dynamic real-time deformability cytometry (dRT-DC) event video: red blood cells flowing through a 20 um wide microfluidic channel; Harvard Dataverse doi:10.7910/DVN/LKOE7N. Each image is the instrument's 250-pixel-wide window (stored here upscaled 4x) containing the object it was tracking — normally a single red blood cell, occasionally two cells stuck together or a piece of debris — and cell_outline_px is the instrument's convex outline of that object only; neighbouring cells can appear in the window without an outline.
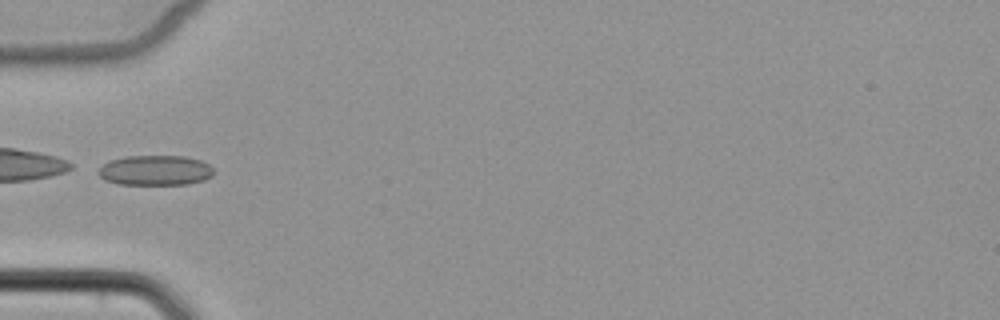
{"species": "common noctule bat (a hibernating species)", "species_latin": "Nyctalus noctula", "temperature_condition": "cold", "stored_images_in_passage": 5, "camera_frame_rate_fps": 3000, "um_per_image_px": 0.085, "animal": {"sex": "female", "body_mass_g": 22.7, "forearm_length_mm": 54.2}, "frame": {"image": 1, "passage_image": 4, "time_ms": 3.667, "image_size_px": [1000, 320], "cell_outline_px": [[216, 172], [212, 176], [204, 180], [188, 184], [116, 184], [104, 180], [96, 172], [108, 160], [128, 156], [184, 156], [200, 160], [208, 164]], "centroid_in_image_um": [13.2, 14.48], "position_along_channel_um": 71.8, "area_um2": 20.35}}
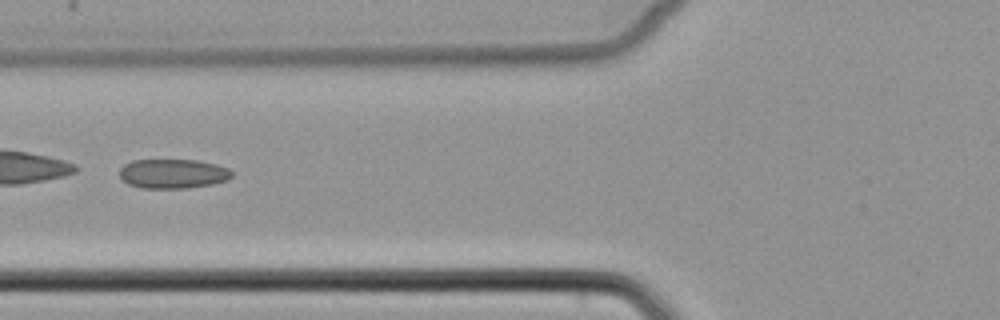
{"frame": {"image": 2, "passage_image": 5, "time_ms": 4.667, "image_size_px": [1000, 320], "cell_outline_px": [[232, 176], [228, 180], [212, 184], [188, 188], [140, 188], [128, 184], [120, 176], [120, 168], [124, 164], [132, 160], [196, 160], [216, 164], [228, 168], [232, 172]], "centroid_in_image_um": [14.7, 14.76], "position_along_channel_um": 111.1, "area_um2": 19.31}}